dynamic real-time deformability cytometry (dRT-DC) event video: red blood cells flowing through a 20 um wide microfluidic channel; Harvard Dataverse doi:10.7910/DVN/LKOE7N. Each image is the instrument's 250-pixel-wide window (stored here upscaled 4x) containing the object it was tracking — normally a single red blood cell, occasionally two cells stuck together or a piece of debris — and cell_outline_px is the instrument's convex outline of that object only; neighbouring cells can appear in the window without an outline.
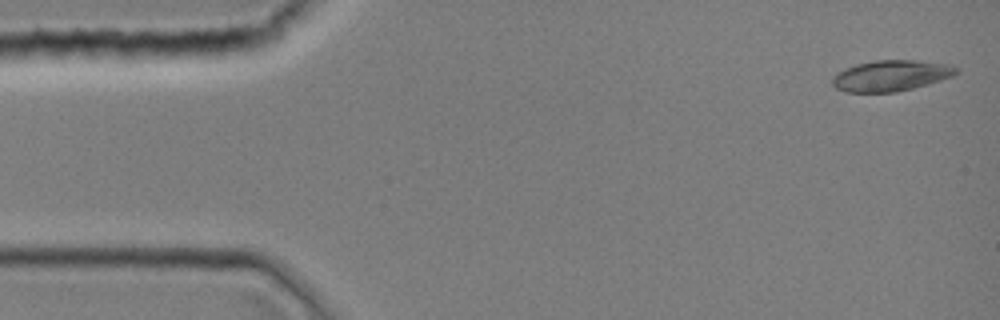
{"species": "common noctule bat (a hibernating species)", "species_latin": "Nyctalus noctula", "temperature_condition": "room temperature", "stored_images_in_passage": 43, "camera_frame_rate_fps": 3000, "um_per_image_px": 0.085, "animal": {"sex": "female", "body_mass_g": 19.0, "forearm_length_mm": 51.5}, "frame": {"image": 1, "passage_image": 1, "time_ms": 0.0, "image_size_px": [1000, 320], "cell_outline_px": [[960, 72], [952, 76], [928, 84], [896, 92], [844, 92], [836, 88], [832, 84], [832, 76], [844, 68], [856, 64], [876, 60], [916, 60], [952, 64], [960, 68]], "centroid_in_image_um": [75.75, 6.42], "position_along_channel_um": 9.2, "area_um2": 22.54}}
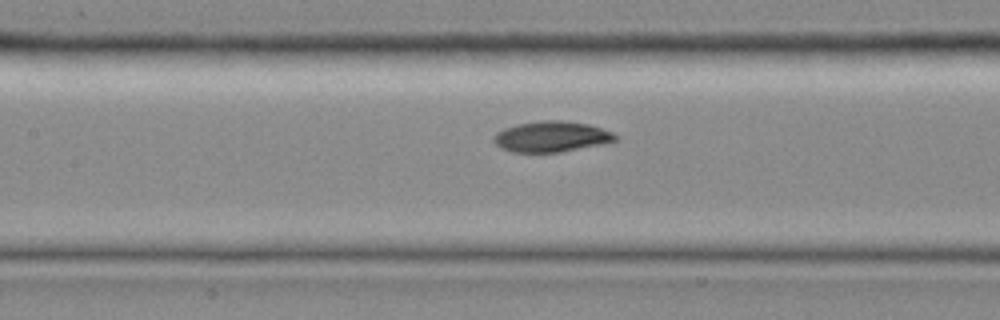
{"frame": {"image": 2, "passage_image": 19, "time_ms": 6.0, "image_size_px": [1000, 320], "cell_outline_px": [[620, 136], [616, 140], [604, 144], [560, 152], [512, 152], [500, 148], [492, 140], [492, 136], [496, 132], [504, 128], [516, 124], [540, 120], [560, 120], [588, 124], [612, 132]], "centroid_in_image_um": [46.85, 11.61], "position_along_channel_um": 160.6, "area_um2": 21.96}}
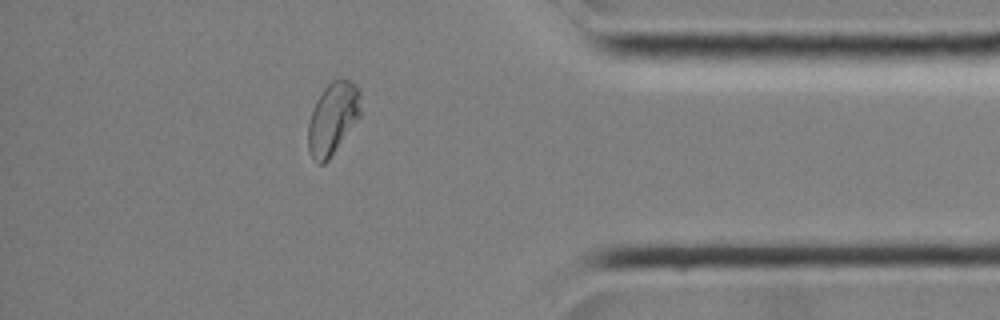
{"frame": {"image": 3, "passage_image": 37, "time_ms": 12.0, "image_size_px": [1000, 320], "cell_outline_px": [[360, 116], [328, 160], [324, 164], [316, 164], [308, 148], [308, 124], [312, 108], [316, 100], [324, 88], [332, 80], [348, 80], [356, 84], [360, 92]], "centroid_in_image_um": [28.27, 10.06], "position_along_channel_um": 406.9, "area_um2": 21.91}}